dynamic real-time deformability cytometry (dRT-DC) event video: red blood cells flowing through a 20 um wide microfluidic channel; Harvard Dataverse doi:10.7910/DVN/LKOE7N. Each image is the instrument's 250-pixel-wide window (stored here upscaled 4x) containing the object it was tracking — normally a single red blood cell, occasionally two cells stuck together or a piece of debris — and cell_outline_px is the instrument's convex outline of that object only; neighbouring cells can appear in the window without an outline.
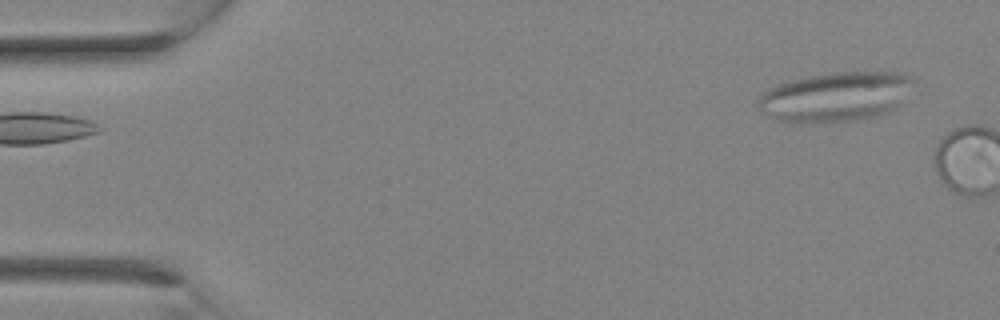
{"species": "Egyptian fruit bat (a non-hibernating species)", "species_latin": "Rousettus aegyptiacus", "temperature_condition": "room temperature", "stored_images_in_passage": 2, "camera_frame_rate_fps": 3000, "um_per_image_px": 0.085, "animal": {"sex": "female"}, "frame": {"image": 1, "passage_image": 1, "time_ms": 0.0, "image_size_px": [1000, 320], "cell_outline_px": [[916, 80], [900, 108], [888, 112], [860, 120], [828, 124], [776, 120], [764, 112], [756, 104], [756, 100], [768, 88], [780, 84], [808, 76], [832, 72], [900, 72], [916, 76]], "centroid_in_image_um": [71.12, 8.23], "position_along_channel_um": 13.9, "area_um2": 45.66}}